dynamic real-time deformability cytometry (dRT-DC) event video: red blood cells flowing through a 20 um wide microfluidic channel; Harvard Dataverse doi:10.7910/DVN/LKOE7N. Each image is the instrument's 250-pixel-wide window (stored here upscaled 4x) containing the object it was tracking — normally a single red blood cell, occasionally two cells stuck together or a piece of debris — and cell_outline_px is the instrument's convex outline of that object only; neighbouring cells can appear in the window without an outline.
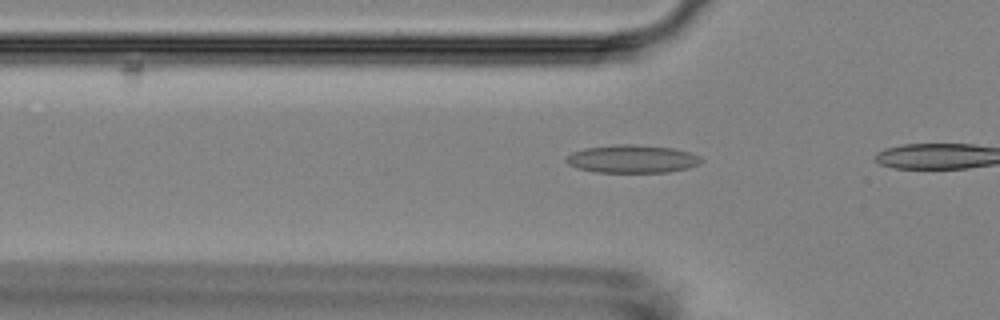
{"species": "Egyptian fruit bat (a non-hibernating species)", "species_latin": "Rousettus aegyptiacus", "temperature_condition": "room temperature", "stored_images_in_passage": 7, "camera_frame_rate_fps": 3000, "um_per_image_px": 0.085, "animal": {"sex": "female"}, "frame": {"image": 1, "passage_image": 5, "time_ms": 1.333, "image_size_px": [1000, 320], "cell_outline_px": [[704, 160], [700, 164], [688, 168], [668, 172], [596, 172], [576, 168], [568, 164], [564, 160], [572, 152], [584, 148], [616, 144], [632, 144], [672, 148], [688, 152], [700, 156]], "centroid_in_image_um": [53.73, 13.51], "position_along_channel_um": 72.1, "area_um2": 22.08}}